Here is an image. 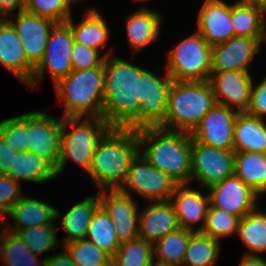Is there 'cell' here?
Wrapping results in <instances>:
<instances>
[{
  "label": "cell",
  "mask_w": 266,
  "mask_h": 266,
  "mask_svg": "<svg viewBox=\"0 0 266 266\" xmlns=\"http://www.w3.org/2000/svg\"><path fill=\"white\" fill-rule=\"evenodd\" d=\"M14 26L7 18L0 19V64L28 85L34 66L28 61Z\"/></svg>",
  "instance_id": "cell-21"
},
{
  "label": "cell",
  "mask_w": 266,
  "mask_h": 266,
  "mask_svg": "<svg viewBox=\"0 0 266 266\" xmlns=\"http://www.w3.org/2000/svg\"><path fill=\"white\" fill-rule=\"evenodd\" d=\"M25 11L56 23H64L72 16L66 0H25Z\"/></svg>",
  "instance_id": "cell-41"
},
{
  "label": "cell",
  "mask_w": 266,
  "mask_h": 266,
  "mask_svg": "<svg viewBox=\"0 0 266 266\" xmlns=\"http://www.w3.org/2000/svg\"><path fill=\"white\" fill-rule=\"evenodd\" d=\"M144 70L117 56L106 57L101 117L111 127L138 129L140 75Z\"/></svg>",
  "instance_id": "cell-1"
},
{
  "label": "cell",
  "mask_w": 266,
  "mask_h": 266,
  "mask_svg": "<svg viewBox=\"0 0 266 266\" xmlns=\"http://www.w3.org/2000/svg\"><path fill=\"white\" fill-rule=\"evenodd\" d=\"M85 239L94 243L111 257L121 245L115 233L114 223L101 206L96 209L92 216Z\"/></svg>",
  "instance_id": "cell-34"
},
{
  "label": "cell",
  "mask_w": 266,
  "mask_h": 266,
  "mask_svg": "<svg viewBox=\"0 0 266 266\" xmlns=\"http://www.w3.org/2000/svg\"><path fill=\"white\" fill-rule=\"evenodd\" d=\"M238 114L236 110L216 103L190 133L192 139L217 149L233 150L234 125Z\"/></svg>",
  "instance_id": "cell-13"
},
{
  "label": "cell",
  "mask_w": 266,
  "mask_h": 266,
  "mask_svg": "<svg viewBox=\"0 0 266 266\" xmlns=\"http://www.w3.org/2000/svg\"><path fill=\"white\" fill-rule=\"evenodd\" d=\"M9 216L16 223L12 226L9 223L3 227L5 230L16 233L32 226H45L55 223L57 209L46 202L22 196L9 210ZM54 221V222H53Z\"/></svg>",
  "instance_id": "cell-23"
},
{
  "label": "cell",
  "mask_w": 266,
  "mask_h": 266,
  "mask_svg": "<svg viewBox=\"0 0 266 266\" xmlns=\"http://www.w3.org/2000/svg\"><path fill=\"white\" fill-rule=\"evenodd\" d=\"M43 261L44 266H76L66 250L65 252H59L58 254L47 256Z\"/></svg>",
  "instance_id": "cell-47"
},
{
  "label": "cell",
  "mask_w": 266,
  "mask_h": 266,
  "mask_svg": "<svg viewBox=\"0 0 266 266\" xmlns=\"http://www.w3.org/2000/svg\"><path fill=\"white\" fill-rule=\"evenodd\" d=\"M74 37L70 26L64 23H56L50 31L44 55L34 68L31 82L28 87H38L36 82H41L47 69L53 79L54 85L68 76L72 71L71 50Z\"/></svg>",
  "instance_id": "cell-8"
},
{
  "label": "cell",
  "mask_w": 266,
  "mask_h": 266,
  "mask_svg": "<svg viewBox=\"0 0 266 266\" xmlns=\"http://www.w3.org/2000/svg\"><path fill=\"white\" fill-rule=\"evenodd\" d=\"M21 182L8 175H0V223L4 224L6 214L12 206L23 196Z\"/></svg>",
  "instance_id": "cell-43"
},
{
  "label": "cell",
  "mask_w": 266,
  "mask_h": 266,
  "mask_svg": "<svg viewBox=\"0 0 266 266\" xmlns=\"http://www.w3.org/2000/svg\"><path fill=\"white\" fill-rule=\"evenodd\" d=\"M234 174L258 195L266 194V153L235 152Z\"/></svg>",
  "instance_id": "cell-29"
},
{
  "label": "cell",
  "mask_w": 266,
  "mask_h": 266,
  "mask_svg": "<svg viewBox=\"0 0 266 266\" xmlns=\"http://www.w3.org/2000/svg\"><path fill=\"white\" fill-rule=\"evenodd\" d=\"M239 266H266V260L262 256L244 254Z\"/></svg>",
  "instance_id": "cell-48"
},
{
  "label": "cell",
  "mask_w": 266,
  "mask_h": 266,
  "mask_svg": "<svg viewBox=\"0 0 266 266\" xmlns=\"http://www.w3.org/2000/svg\"><path fill=\"white\" fill-rule=\"evenodd\" d=\"M246 113L261 119L266 116V75L257 86L252 84L250 105Z\"/></svg>",
  "instance_id": "cell-44"
},
{
  "label": "cell",
  "mask_w": 266,
  "mask_h": 266,
  "mask_svg": "<svg viewBox=\"0 0 266 266\" xmlns=\"http://www.w3.org/2000/svg\"><path fill=\"white\" fill-rule=\"evenodd\" d=\"M7 19L14 26L28 61L36 67L44 55L50 31L56 22L25 10L18 12L15 21L9 17Z\"/></svg>",
  "instance_id": "cell-17"
},
{
  "label": "cell",
  "mask_w": 266,
  "mask_h": 266,
  "mask_svg": "<svg viewBox=\"0 0 266 266\" xmlns=\"http://www.w3.org/2000/svg\"><path fill=\"white\" fill-rule=\"evenodd\" d=\"M234 152L266 153V123L264 119L239 113L233 134Z\"/></svg>",
  "instance_id": "cell-25"
},
{
  "label": "cell",
  "mask_w": 266,
  "mask_h": 266,
  "mask_svg": "<svg viewBox=\"0 0 266 266\" xmlns=\"http://www.w3.org/2000/svg\"><path fill=\"white\" fill-rule=\"evenodd\" d=\"M54 89L57 101L64 102L66 117H101L104 101V63L85 70H73Z\"/></svg>",
  "instance_id": "cell-5"
},
{
  "label": "cell",
  "mask_w": 266,
  "mask_h": 266,
  "mask_svg": "<svg viewBox=\"0 0 266 266\" xmlns=\"http://www.w3.org/2000/svg\"><path fill=\"white\" fill-rule=\"evenodd\" d=\"M1 229V262L6 266H44L17 233Z\"/></svg>",
  "instance_id": "cell-35"
},
{
  "label": "cell",
  "mask_w": 266,
  "mask_h": 266,
  "mask_svg": "<svg viewBox=\"0 0 266 266\" xmlns=\"http://www.w3.org/2000/svg\"><path fill=\"white\" fill-rule=\"evenodd\" d=\"M246 245V255L260 256L266 252V212L258 207L239 220L237 234Z\"/></svg>",
  "instance_id": "cell-30"
},
{
  "label": "cell",
  "mask_w": 266,
  "mask_h": 266,
  "mask_svg": "<svg viewBox=\"0 0 266 266\" xmlns=\"http://www.w3.org/2000/svg\"><path fill=\"white\" fill-rule=\"evenodd\" d=\"M173 81L167 71L163 78L146 69L141 73L138 129L159 127L164 122L169 91Z\"/></svg>",
  "instance_id": "cell-10"
},
{
  "label": "cell",
  "mask_w": 266,
  "mask_h": 266,
  "mask_svg": "<svg viewBox=\"0 0 266 266\" xmlns=\"http://www.w3.org/2000/svg\"><path fill=\"white\" fill-rule=\"evenodd\" d=\"M0 227H3V224L0 223ZM1 232V228H0ZM0 260H1V233H0Z\"/></svg>",
  "instance_id": "cell-53"
},
{
  "label": "cell",
  "mask_w": 266,
  "mask_h": 266,
  "mask_svg": "<svg viewBox=\"0 0 266 266\" xmlns=\"http://www.w3.org/2000/svg\"><path fill=\"white\" fill-rule=\"evenodd\" d=\"M99 206V193H97L73 205L63 216L60 215L61 213L57 209L56 218H62L61 224L67 233L62 240V244L85 239L92 216Z\"/></svg>",
  "instance_id": "cell-26"
},
{
  "label": "cell",
  "mask_w": 266,
  "mask_h": 266,
  "mask_svg": "<svg viewBox=\"0 0 266 266\" xmlns=\"http://www.w3.org/2000/svg\"><path fill=\"white\" fill-rule=\"evenodd\" d=\"M111 51L102 55L98 50L74 42L71 50L73 70H85L101 66L106 57L112 55Z\"/></svg>",
  "instance_id": "cell-42"
},
{
  "label": "cell",
  "mask_w": 266,
  "mask_h": 266,
  "mask_svg": "<svg viewBox=\"0 0 266 266\" xmlns=\"http://www.w3.org/2000/svg\"><path fill=\"white\" fill-rule=\"evenodd\" d=\"M235 152L222 150L192 139L191 181L197 180L206 189L234 175Z\"/></svg>",
  "instance_id": "cell-11"
},
{
  "label": "cell",
  "mask_w": 266,
  "mask_h": 266,
  "mask_svg": "<svg viewBox=\"0 0 266 266\" xmlns=\"http://www.w3.org/2000/svg\"><path fill=\"white\" fill-rule=\"evenodd\" d=\"M100 206L108 214L115 226V233L120 244L139 237V213L132 195L117 190H100Z\"/></svg>",
  "instance_id": "cell-15"
},
{
  "label": "cell",
  "mask_w": 266,
  "mask_h": 266,
  "mask_svg": "<svg viewBox=\"0 0 266 266\" xmlns=\"http://www.w3.org/2000/svg\"><path fill=\"white\" fill-rule=\"evenodd\" d=\"M66 1L71 8L72 4L81 3L82 0H66Z\"/></svg>",
  "instance_id": "cell-51"
},
{
  "label": "cell",
  "mask_w": 266,
  "mask_h": 266,
  "mask_svg": "<svg viewBox=\"0 0 266 266\" xmlns=\"http://www.w3.org/2000/svg\"><path fill=\"white\" fill-rule=\"evenodd\" d=\"M161 20L160 13L145 6L128 16L125 32L134 54L158 38Z\"/></svg>",
  "instance_id": "cell-24"
},
{
  "label": "cell",
  "mask_w": 266,
  "mask_h": 266,
  "mask_svg": "<svg viewBox=\"0 0 266 266\" xmlns=\"http://www.w3.org/2000/svg\"><path fill=\"white\" fill-rule=\"evenodd\" d=\"M264 38L233 36L212 47L211 71L249 72V66Z\"/></svg>",
  "instance_id": "cell-18"
},
{
  "label": "cell",
  "mask_w": 266,
  "mask_h": 266,
  "mask_svg": "<svg viewBox=\"0 0 266 266\" xmlns=\"http://www.w3.org/2000/svg\"><path fill=\"white\" fill-rule=\"evenodd\" d=\"M209 83L217 104L246 112L250 105L253 79L249 72L211 71Z\"/></svg>",
  "instance_id": "cell-16"
},
{
  "label": "cell",
  "mask_w": 266,
  "mask_h": 266,
  "mask_svg": "<svg viewBox=\"0 0 266 266\" xmlns=\"http://www.w3.org/2000/svg\"><path fill=\"white\" fill-rule=\"evenodd\" d=\"M139 153L178 185L191 181L192 137L188 132L160 127L137 129ZM143 148V149H141Z\"/></svg>",
  "instance_id": "cell-3"
},
{
  "label": "cell",
  "mask_w": 266,
  "mask_h": 266,
  "mask_svg": "<svg viewBox=\"0 0 266 266\" xmlns=\"http://www.w3.org/2000/svg\"><path fill=\"white\" fill-rule=\"evenodd\" d=\"M235 4L263 7V0H238Z\"/></svg>",
  "instance_id": "cell-49"
},
{
  "label": "cell",
  "mask_w": 266,
  "mask_h": 266,
  "mask_svg": "<svg viewBox=\"0 0 266 266\" xmlns=\"http://www.w3.org/2000/svg\"><path fill=\"white\" fill-rule=\"evenodd\" d=\"M231 22L234 36L265 38L263 7L231 4Z\"/></svg>",
  "instance_id": "cell-31"
},
{
  "label": "cell",
  "mask_w": 266,
  "mask_h": 266,
  "mask_svg": "<svg viewBox=\"0 0 266 266\" xmlns=\"http://www.w3.org/2000/svg\"><path fill=\"white\" fill-rule=\"evenodd\" d=\"M18 9V12L25 10V0H0V17L7 18Z\"/></svg>",
  "instance_id": "cell-46"
},
{
  "label": "cell",
  "mask_w": 266,
  "mask_h": 266,
  "mask_svg": "<svg viewBox=\"0 0 266 266\" xmlns=\"http://www.w3.org/2000/svg\"><path fill=\"white\" fill-rule=\"evenodd\" d=\"M84 16L76 25L72 17L66 21L72 31L74 42L100 51L101 47H106L109 40V27L95 8L87 9Z\"/></svg>",
  "instance_id": "cell-27"
},
{
  "label": "cell",
  "mask_w": 266,
  "mask_h": 266,
  "mask_svg": "<svg viewBox=\"0 0 266 266\" xmlns=\"http://www.w3.org/2000/svg\"><path fill=\"white\" fill-rule=\"evenodd\" d=\"M62 118L43 111L28 113V151L58 168L61 147Z\"/></svg>",
  "instance_id": "cell-12"
},
{
  "label": "cell",
  "mask_w": 266,
  "mask_h": 266,
  "mask_svg": "<svg viewBox=\"0 0 266 266\" xmlns=\"http://www.w3.org/2000/svg\"><path fill=\"white\" fill-rule=\"evenodd\" d=\"M151 205L139 212V237L154 244L180 228L178 217L170 200L150 201Z\"/></svg>",
  "instance_id": "cell-22"
},
{
  "label": "cell",
  "mask_w": 266,
  "mask_h": 266,
  "mask_svg": "<svg viewBox=\"0 0 266 266\" xmlns=\"http://www.w3.org/2000/svg\"><path fill=\"white\" fill-rule=\"evenodd\" d=\"M264 33H265L264 40H266V5H265V8H264Z\"/></svg>",
  "instance_id": "cell-50"
},
{
  "label": "cell",
  "mask_w": 266,
  "mask_h": 266,
  "mask_svg": "<svg viewBox=\"0 0 266 266\" xmlns=\"http://www.w3.org/2000/svg\"><path fill=\"white\" fill-rule=\"evenodd\" d=\"M170 201L181 228L193 232L202 231L210 205L209 195H203L201 190H194L188 184H181L175 188ZM199 221H202L201 226L195 228Z\"/></svg>",
  "instance_id": "cell-20"
},
{
  "label": "cell",
  "mask_w": 266,
  "mask_h": 266,
  "mask_svg": "<svg viewBox=\"0 0 266 266\" xmlns=\"http://www.w3.org/2000/svg\"><path fill=\"white\" fill-rule=\"evenodd\" d=\"M68 127L73 130L67 131ZM111 128L102 117L62 118L60 158L56 175L62 173L68 159L87 174L98 141Z\"/></svg>",
  "instance_id": "cell-6"
},
{
  "label": "cell",
  "mask_w": 266,
  "mask_h": 266,
  "mask_svg": "<svg viewBox=\"0 0 266 266\" xmlns=\"http://www.w3.org/2000/svg\"><path fill=\"white\" fill-rule=\"evenodd\" d=\"M0 135L16 152L28 151V112L2 119Z\"/></svg>",
  "instance_id": "cell-40"
},
{
  "label": "cell",
  "mask_w": 266,
  "mask_h": 266,
  "mask_svg": "<svg viewBox=\"0 0 266 266\" xmlns=\"http://www.w3.org/2000/svg\"><path fill=\"white\" fill-rule=\"evenodd\" d=\"M240 218L216 207H209L202 233L213 239L237 234Z\"/></svg>",
  "instance_id": "cell-39"
},
{
  "label": "cell",
  "mask_w": 266,
  "mask_h": 266,
  "mask_svg": "<svg viewBox=\"0 0 266 266\" xmlns=\"http://www.w3.org/2000/svg\"><path fill=\"white\" fill-rule=\"evenodd\" d=\"M266 0H263V8H265Z\"/></svg>",
  "instance_id": "cell-54"
},
{
  "label": "cell",
  "mask_w": 266,
  "mask_h": 266,
  "mask_svg": "<svg viewBox=\"0 0 266 266\" xmlns=\"http://www.w3.org/2000/svg\"><path fill=\"white\" fill-rule=\"evenodd\" d=\"M63 247L76 266H111L112 257L86 239L69 242Z\"/></svg>",
  "instance_id": "cell-37"
},
{
  "label": "cell",
  "mask_w": 266,
  "mask_h": 266,
  "mask_svg": "<svg viewBox=\"0 0 266 266\" xmlns=\"http://www.w3.org/2000/svg\"><path fill=\"white\" fill-rule=\"evenodd\" d=\"M8 176L20 180L42 183L53 180L56 170L44 159L33 152H15L14 162Z\"/></svg>",
  "instance_id": "cell-28"
},
{
  "label": "cell",
  "mask_w": 266,
  "mask_h": 266,
  "mask_svg": "<svg viewBox=\"0 0 266 266\" xmlns=\"http://www.w3.org/2000/svg\"><path fill=\"white\" fill-rule=\"evenodd\" d=\"M177 186L176 181L155 168L142 154L138 153L131 162L124 183L118 190L130 196L129 191L139 193L149 201H165L170 200Z\"/></svg>",
  "instance_id": "cell-9"
},
{
  "label": "cell",
  "mask_w": 266,
  "mask_h": 266,
  "mask_svg": "<svg viewBox=\"0 0 266 266\" xmlns=\"http://www.w3.org/2000/svg\"><path fill=\"white\" fill-rule=\"evenodd\" d=\"M55 227L54 223L45 226H32L18 230L16 233L34 254L41 255L57 248L59 240Z\"/></svg>",
  "instance_id": "cell-38"
},
{
  "label": "cell",
  "mask_w": 266,
  "mask_h": 266,
  "mask_svg": "<svg viewBox=\"0 0 266 266\" xmlns=\"http://www.w3.org/2000/svg\"><path fill=\"white\" fill-rule=\"evenodd\" d=\"M167 73L174 81H208L212 69V47L196 31L170 50Z\"/></svg>",
  "instance_id": "cell-7"
},
{
  "label": "cell",
  "mask_w": 266,
  "mask_h": 266,
  "mask_svg": "<svg viewBox=\"0 0 266 266\" xmlns=\"http://www.w3.org/2000/svg\"><path fill=\"white\" fill-rule=\"evenodd\" d=\"M216 100L209 81H173L160 128L191 133Z\"/></svg>",
  "instance_id": "cell-4"
},
{
  "label": "cell",
  "mask_w": 266,
  "mask_h": 266,
  "mask_svg": "<svg viewBox=\"0 0 266 266\" xmlns=\"http://www.w3.org/2000/svg\"><path fill=\"white\" fill-rule=\"evenodd\" d=\"M193 231L178 228L153 244L156 262L182 266L184 254Z\"/></svg>",
  "instance_id": "cell-32"
},
{
  "label": "cell",
  "mask_w": 266,
  "mask_h": 266,
  "mask_svg": "<svg viewBox=\"0 0 266 266\" xmlns=\"http://www.w3.org/2000/svg\"><path fill=\"white\" fill-rule=\"evenodd\" d=\"M209 207H216L240 219L258 207V194L235 174L209 188Z\"/></svg>",
  "instance_id": "cell-14"
},
{
  "label": "cell",
  "mask_w": 266,
  "mask_h": 266,
  "mask_svg": "<svg viewBox=\"0 0 266 266\" xmlns=\"http://www.w3.org/2000/svg\"><path fill=\"white\" fill-rule=\"evenodd\" d=\"M154 260L153 244L138 237L118 247L111 266H153Z\"/></svg>",
  "instance_id": "cell-36"
},
{
  "label": "cell",
  "mask_w": 266,
  "mask_h": 266,
  "mask_svg": "<svg viewBox=\"0 0 266 266\" xmlns=\"http://www.w3.org/2000/svg\"><path fill=\"white\" fill-rule=\"evenodd\" d=\"M139 149L136 129L111 127L97 143L87 176L99 191L119 189Z\"/></svg>",
  "instance_id": "cell-2"
},
{
  "label": "cell",
  "mask_w": 266,
  "mask_h": 266,
  "mask_svg": "<svg viewBox=\"0 0 266 266\" xmlns=\"http://www.w3.org/2000/svg\"><path fill=\"white\" fill-rule=\"evenodd\" d=\"M153 266H178V265H164V264H160V263L155 262L153 264Z\"/></svg>",
  "instance_id": "cell-52"
},
{
  "label": "cell",
  "mask_w": 266,
  "mask_h": 266,
  "mask_svg": "<svg viewBox=\"0 0 266 266\" xmlns=\"http://www.w3.org/2000/svg\"><path fill=\"white\" fill-rule=\"evenodd\" d=\"M197 18V31L211 47L234 36L231 5L222 0L205 1Z\"/></svg>",
  "instance_id": "cell-19"
},
{
  "label": "cell",
  "mask_w": 266,
  "mask_h": 266,
  "mask_svg": "<svg viewBox=\"0 0 266 266\" xmlns=\"http://www.w3.org/2000/svg\"><path fill=\"white\" fill-rule=\"evenodd\" d=\"M220 251V241L202 232H193L184 254L182 266H215Z\"/></svg>",
  "instance_id": "cell-33"
},
{
  "label": "cell",
  "mask_w": 266,
  "mask_h": 266,
  "mask_svg": "<svg viewBox=\"0 0 266 266\" xmlns=\"http://www.w3.org/2000/svg\"><path fill=\"white\" fill-rule=\"evenodd\" d=\"M15 152L16 150L0 135V175L9 173L14 162Z\"/></svg>",
  "instance_id": "cell-45"
}]
</instances>
